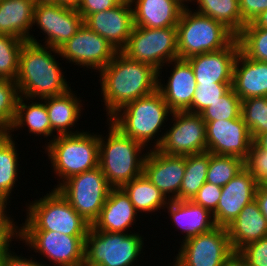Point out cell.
<instances>
[{"label": "cell", "mask_w": 267, "mask_h": 266, "mask_svg": "<svg viewBox=\"0 0 267 266\" xmlns=\"http://www.w3.org/2000/svg\"><path fill=\"white\" fill-rule=\"evenodd\" d=\"M100 89L106 120L122 107L157 90L158 71L152 66L128 58L118 51L99 71Z\"/></svg>", "instance_id": "cell-1"}, {"label": "cell", "mask_w": 267, "mask_h": 266, "mask_svg": "<svg viewBox=\"0 0 267 266\" xmlns=\"http://www.w3.org/2000/svg\"><path fill=\"white\" fill-rule=\"evenodd\" d=\"M58 57L60 53L57 48L28 41L23 44L15 81L20 96L42 100L72 89L65 79Z\"/></svg>", "instance_id": "cell-2"}, {"label": "cell", "mask_w": 267, "mask_h": 266, "mask_svg": "<svg viewBox=\"0 0 267 266\" xmlns=\"http://www.w3.org/2000/svg\"><path fill=\"white\" fill-rule=\"evenodd\" d=\"M171 114L168 104L161 93L156 90L147 96L131 101L116 112L109 121L124 135L151 150L157 149L161 144L165 133L161 130H166L164 127L168 125L165 122L170 119Z\"/></svg>", "instance_id": "cell-3"}, {"label": "cell", "mask_w": 267, "mask_h": 266, "mask_svg": "<svg viewBox=\"0 0 267 266\" xmlns=\"http://www.w3.org/2000/svg\"><path fill=\"white\" fill-rule=\"evenodd\" d=\"M106 123L108 134L106 132L105 137L104 133L99 134V167L112 188H121L143 174L148 150L140 142L124 135L109 120Z\"/></svg>", "instance_id": "cell-4"}, {"label": "cell", "mask_w": 267, "mask_h": 266, "mask_svg": "<svg viewBox=\"0 0 267 266\" xmlns=\"http://www.w3.org/2000/svg\"><path fill=\"white\" fill-rule=\"evenodd\" d=\"M89 130L73 135H59L45 144V154L51 162L58 184L71 176L90 171L99 166V133Z\"/></svg>", "instance_id": "cell-5"}, {"label": "cell", "mask_w": 267, "mask_h": 266, "mask_svg": "<svg viewBox=\"0 0 267 266\" xmlns=\"http://www.w3.org/2000/svg\"><path fill=\"white\" fill-rule=\"evenodd\" d=\"M50 191L39 199L26 202L27 216L18 231H54L70 236H86L91 225L57 189Z\"/></svg>", "instance_id": "cell-6"}, {"label": "cell", "mask_w": 267, "mask_h": 266, "mask_svg": "<svg viewBox=\"0 0 267 266\" xmlns=\"http://www.w3.org/2000/svg\"><path fill=\"white\" fill-rule=\"evenodd\" d=\"M176 28L180 59L221 50L236 38L222 23L191 10L189 6L183 9Z\"/></svg>", "instance_id": "cell-7"}, {"label": "cell", "mask_w": 267, "mask_h": 266, "mask_svg": "<svg viewBox=\"0 0 267 266\" xmlns=\"http://www.w3.org/2000/svg\"><path fill=\"white\" fill-rule=\"evenodd\" d=\"M139 232L113 233L97 231L90 226L83 266H140L138 260L145 243Z\"/></svg>", "instance_id": "cell-8"}, {"label": "cell", "mask_w": 267, "mask_h": 266, "mask_svg": "<svg viewBox=\"0 0 267 266\" xmlns=\"http://www.w3.org/2000/svg\"><path fill=\"white\" fill-rule=\"evenodd\" d=\"M89 224L98 218L112 187L101 168L71 176L56 188Z\"/></svg>", "instance_id": "cell-9"}, {"label": "cell", "mask_w": 267, "mask_h": 266, "mask_svg": "<svg viewBox=\"0 0 267 266\" xmlns=\"http://www.w3.org/2000/svg\"><path fill=\"white\" fill-rule=\"evenodd\" d=\"M128 58L148 64L157 71L178 59L177 28H145L134 26L127 45L121 50Z\"/></svg>", "instance_id": "cell-10"}, {"label": "cell", "mask_w": 267, "mask_h": 266, "mask_svg": "<svg viewBox=\"0 0 267 266\" xmlns=\"http://www.w3.org/2000/svg\"><path fill=\"white\" fill-rule=\"evenodd\" d=\"M86 236H70L54 231H18L23 241L35 253L43 255L52 266H83ZM51 266V265H44Z\"/></svg>", "instance_id": "cell-11"}, {"label": "cell", "mask_w": 267, "mask_h": 266, "mask_svg": "<svg viewBox=\"0 0 267 266\" xmlns=\"http://www.w3.org/2000/svg\"><path fill=\"white\" fill-rule=\"evenodd\" d=\"M178 243V254L167 266H222L233 253L227 228L221 226Z\"/></svg>", "instance_id": "cell-12"}, {"label": "cell", "mask_w": 267, "mask_h": 266, "mask_svg": "<svg viewBox=\"0 0 267 266\" xmlns=\"http://www.w3.org/2000/svg\"><path fill=\"white\" fill-rule=\"evenodd\" d=\"M172 116V117H171ZM157 150L168 155L186 156L207 151L205 121L200 114L188 111L172 112ZM171 126V128H170ZM168 129V130H167Z\"/></svg>", "instance_id": "cell-13"}, {"label": "cell", "mask_w": 267, "mask_h": 266, "mask_svg": "<svg viewBox=\"0 0 267 266\" xmlns=\"http://www.w3.org/2000/svg\"><path fill=\"white\" fill-rule=\"evenodd\" d=\"M58 51L62 58L60 60L86 70L93 69L95 72L108 65L118 52L105 38L84 23L71 39L58 48Z\"/></svg>", "instance_id": "cell-14"}, {"label": "cell", "mask_w": 267, "mask_h": 266, "mask_svg": "<svg viewBox=\"0 0 267 266\" xmlns=\"http://www.w3.org/2000/svg\"><path fill=\"white\" fill-rule=\"evenodd\" d=\"M43 33L45 41L40 45L59 48L71 39L83 24L76 8L60 4H35L33 26Z\"/></svg>", "instance_id": "cell-15"}, {"label": "cell", "mask_w": 267, "mask_h": 266, "mask_svg": "<svg viewBox=\"0 0 267 266\" xmlns=\"http://www.w3.org/2000/svg\"><path fill=\"white\" fill-rule=\"evenodd\" d=\"M207 151L218 155H231L245 160L253 139L240 116L236 119L205 121Z\"/></svg>", "instance_id": "cell-16"}, {"label": "cell", "mask_w": 267, "mask_h": 266, "mask_svg": "<svg viewBox=\"0 0 267 266\" xmlns=\"http://www.w3.org/2000/svg\"><path fill=\"white\" fill-rule=\"evenodd\" d=\"M186 168V156L168 155L157 149L147 151L143 174L169 200H177Z\"/></svg>", "instance_id": "cell-17"}, {"label": "cell", "mask_w": 267, "mask_h": 266, "mask_svg": "<svg viewBox=\"0 0 267 266\" xmlns=\"http://www.w3.org/2000/svg\"><path fill=\"white\" fill-rule=\"evenodd\" d=\"M166 65L169 68L171 66L170 75L165 84V82H162V71H158L157 90L172 112H191L192 99L197 83L190 63L186 59L178 58Z\"/></svg>", "instance_id": "cell-18"}, {"label": "cell", "mask_w": 267, "mask_h": 266, "mask_svg": "<svg viewBox=\"0 0 267 266\" xmlns=\"http://www.w3.org/2000/svg\"><path fill=\"white\" fill-rule=\"evenodd\" d=\"M257 180L244 168L222 187L216 210L212 213L216 226L228 227L241 210L255 200Z\"/></svg>", "instance_id": "cell-19"}, {"label": "cell", "mask_w": 267, "mask_h": 266, "mask_svg": "<svg viewBox=\"0 0 267 266\" xmlns=\"http://www.w3.org/2000/svg\"><path fill=\"white\" fill-rule=\"evenodd\" d=\"M83 23L105 38L117 51H121L134 28L132 5L119 3L110 10L88 15Z\"/></svg>", "instance_id": "cell-20"}, {"label": "cell", "mask_w": 267, "mask_h": 266, "mask_svg": "<svg viewBox=\"0 0 267 266\" xmlns=\"http://www.w3.org/2000/svg\"><path fill=\"white\" fill-rule=\"evenodd\" d=\"M240 46L235 38L226 48L186 59L194 72L196 83H232L234 65Z\"/></svg>", "instance_id": "cell-21"}, {"label": "cell", "mask_w": 267, "mask_h": 266, "mask_svg": "<svg viewBox=\"0 0 267 266\" xmlns=\"http://www.w3.org/2000/svg\"><path fill=\"white\" fill-rule=\"evenodd\" d=\"M138 214L125 192L121 188H112L91 227L97 231L133 233L130 228L138 221Z\"/></svg>", "instance_id": "cell-22"}, {"label": "cell", "mask_w": 267, "mask_h": 266, "mask_svg": "<svg viewBox=\"0 0 267 266\" xmlns=\"http://www.w3.org/2000/svg\"><path fill=\"white\" fill-rule=\"evenodd\" d=\"M166 211L173 226L181 230L182 235L185 233L182 241L216 227L213 214L191 200L169 201L164 209Z\"/></svg>", "instance_id": "cell-23"}, {"label": "cell", "mask_w": 267, "mask_h": 266, "mask_svg": "<svg viewBox=\"0 0 267 266\" xmlns=\"http://www.w3.org/2000/svg\"><path fill=\"white\" fill-rule=\"evenodd\" d=\"M134 26L145 28L176 27L183 9L179 0H132Z\"/></svg>", "instance_id": "cell-24"}, {"label": "cell", "mask_w": 267, "mask_h": 266, "mask_svg": "<svg viewBox=\"0 0 267 266\" xmlns=\"http://www.w3.org/2000/svg\"><path fill=\"white\" fill-rule=\"evenodd\" d=\"M231 87L241 100L267 97V62L247 58L240 51L234 65Z\"/></svg>", "instance_id": "cell-25"}, {"label": "cell", "mask_w": 267, "mask_h": 266, "mask_svg": "<svg viewBox=\"0 0 267 266\" xmlns=\"http://www.w3.org/2000/svg\"><path fill=\"white\" fill-rule=\"evenodd\" d=\"M34 5V0H1L0 35L15 37L35 44L42 42L30 33L33 27Z\"/></svg>", "instance_id": "cell-26"}, {"label": "cell", "mask_w": 267, "mask_h": 266, "mask_svg": "<svg viewBox=\"0 0 267 266\" xmlns=\"http://www.w3.org/2000/svg\"><path fill=\"white\" fill-rule=\"evenodd\" d=\"M75 92L69 89L61 95L42 99L48 111L52 129V140L59 135H73L84 131L74 129L76 123L80 120L81 112L84 110V104H82V100L80 97H77Z\"/></svg>", "instance_id": "cell-27"}, {"label": "cell", "mask_w": 267, "mask_h": 266, "mask_svg": "<svg viewBox=\"0 0 267 266\" xmlns=\"http://www.w3.org/2000/svg\"><path fill=\"white\" fill-rule=\"evenodd\" d=\"M227 231L233 252L267 236V220L256 199L241 210Z\"/></svg>", "instance_id": "cell-28"}, {"label": "cell", "mask_w": 267, "mask_h": 266, "mask_svg": "<svg viewBox=\"0 0 267 266\" xmlns=\"http://www.w3.org/2000/svg\"><path fill=\"white\" fill-rule=\"evenodd\" d=\"M29 100H31V103H28ZM20 128H28L29 134H34L36 137L40 135V137L44 136V138L50 137L51 140L48 139L47 141H52L51 124L44 101H40V99L37 101V99H29L23 96L19 97L16 116L7 133H14L16 130H20Z\"/></svg>", "instance_id": "cell-29"}, {"label": "cell", "mask_w": 267, "mask_h": 266, "mask_svg": "<svg viewBox=\"0 0 267 266\" xmlns=\"http://www.w3.org/2000/svg\"><path fill=\"white\" fill-rule=\"evenodd\" d=\"M121 189L141 216L144 212L153 214L156 211L161 214L159 211L164 210L169 203L164 194L144 174L129 181Z\"/></svg>", "instance_id": "cell-30"}, {"label": "cell", "mask_w": 267, "mask_h": 266, "mask_svg": "<svg viewBox=\"0 0 267 266\" xmlns=\"http://www.w3.org/2000/svg\"><path fill=\"white\" fill-rule=\"evenodd\" d=\"M15 134L0 133V194L10 202L13 189L17 187L19 172V150L13 138Z\"/></svg>", "instance_id": "cell-31"}, {"label": "cell", "mask_w": 267, "mask_h": 266, "mask_svg": "<svg viewBox=\"0 0 267 266\" xmlns=\"http://www.w3.org/2000/svg\"><path fill=\"white\" fill-rule=\"evenodd\" d=\"M192 3L197 4L196 10L193 11L217 20L235 36L245 26L241 19L239 0H193Z\"/></svg>", "instance_id": "cell-32"}, {"label": "cell", "mask_w": 267, "mask_h": 266, "mask_svg": "<svg viewBox=\"0 0 267 266\" xmlns=\"http://www.w3.org/2000/svg\"><path fill=\"white\" fill-rule=\"evenodd\" d=\"M210 152L186 155V168L177 200H192L206 182Z\"/></svg>", "instance_id": "cell-33"}, {"label": "cell", "mask_w": 267, "mask_h": 266, "mask_svg": "<svg viewBox=\"0 0 267 266\" xmlns=\"http://www.w3.org/2000/svg\"><path fill=\"white\" fill-rule=\"evenodd\" d=\"M244 168L242 158L210 153L206 182L223 187Z\"/></svg>", "instance_id": "cell-34"}, {"label": "cell", "mask_w": 267, "mask_h": 266, "mask_svg": "<svg viewBox=\"0 0 267 266\" xmlns=\"http://www.w3.org/2000/svg\"><path fill=\"white\" fill-rule=\"evenodd\" d=\"M236 39L240 51L247 58L267 62V29L257 27L251 22L245 24Z\"/></svg>", "instance_id": "cell-35"}, {"label": "cell", "mask_w": 267, "mask_h": 266, "mask_svg": "<svg viewBox=\"0 0 267 266\" xmlns=\"http://www.w3.org/2000/svg\"><path fill=\"white\" fill-rule=\"evenodd\" d=\"M241 117L247 125L253 141L267 132V97L242 100Z\"/></svg>", "instance_id": "cell-36"}, {"label": "cell", "mask_w": 267, "mask_h": 266, "mask_svg": "<svg viewBox=\"0 0 267 266\" xmlns=\"http://www.w3.org/2000/svg\"><path fill=\"white\" fill-rule=\"evenodd\" d=\"M26 41L0 35V78L16 81L19 70V56Z\"/></svg>", "instance_id": "cell-37"}, {"label": "cell", "mask_w": 267, "mask_h": 266, "mask_svg": "<svg viewBox=\"0 0 267 266\" xmlns=\"http://www.w3.org/2000/svg\"><path fill=\"white\" fill-rule=\"evenodd\" d=\"M242 100L231 87L222 97L204 109L200 115L204 121L236 119L241 116Z\"/></svg>", "instance_id": "cell-38"}, {"label": "cell", "mask_w": 267, "mask_h": 266, "mask_svg": "<svg viewBox=\"0 0 267 266\" xmlns=\"http://www.w3.org/2000/svg\"><path fill=\"white\" fill-rule=\"evenodd\" d=\"M19 97L16 82L0 78V133H7L11 128Z\"/></svg>", "instance_id": "cell-39"}, {"label": "cell", "mask_w": 267, "mask_h": 266, "mask_svg": "<svg viewBox=\"0 0 267 266\" xmlns=\"http://www.w3.org/2000/svg\"><path fill=\"white\" fill-rule=\"evenodd\" d=\"M232 86V83H197L191 104V113L200 114Z\"/></svg>", "instance_id": "cell-40"}, {"label": "cell", "mask_w": 267, "mask_h": 266, "mask_svg": "<svg viewBox=\"0 0 267 266\" xmlns=\"http://www.w3.org/2000/svg\"><path fill=\"white\" fill-rule=\"evenodd\" d=\"M244 167L258 183L267 178V152L261 149L254 141L247 158L244 160Z\"/></svg>", "instance_id": "cell-41"}, {"label": "cell", "mask_w": 267, "mask_h": 266, "mask_svg": "<svg viewBox=\"0 0 267 266\" xmlns=\"http://www.w3.org/2000/svg\"><path fill=\"white\" fill-rule=\"evenodd\" d=\"M221 195V186L205 182L191 201L213 213L217 208Z\"/></svg>", "instance_id": "cell-42"}, {"label": "cell", "mask_w": 267, "mask_h": 266, "mask_svg": "<svg viewBox=\"0 0 267 266\" xmlns=\"http://www.w3.org/2000/svg\"><path fill=\"white\" fill-rule=\"evenodd\" d=\"M239 252L251 266H267V236L246 245Z\"/></svg>", "instance_id": "cell-43"}, {"label": "cell", "mask_w": 267, "mask_h": 266, "mask_svg": "<svg viewBox=\"0 0 267 266\" xmlns=\"http://www.w3.org/2000/svg\"><path fill=\"white\" fill-rule=\"evenodd\" d=\"M239 7L242 21L248 24L267 9V0H239Z\"/></svg>", "instance_id": "cell-44"}, {"label": "cell", "mask_w": 267, "mask_h": 266, "mask_svg": "<svg viewBox=\"0 0 267 266\" xmlns=\"http://www.w3.org/2000/svg\"><path fill=\"white\" fill-rule=\"evenodd\" d=\"M118 4L116 0H81L76 9L84 20L90 14L110 10Z\"/></svg>", "instance_id": "cell-45"}, {"label": "cell", "mask_w": 267, "mask_h": 266, "mask_svg": "<svg viewBox=\"0 0 267 266\" xmlns=\"http://www.w3.org/2000/svg\"><path fill=\"white\" fill-rule=\"evenodd\" d=\"M46 262H39L33 257L25 258L22 254L18 255L10 248L3 255V266H44Z\"/></svg>", "instance_id": "cell-46"}, {"label": "cell", "mask_w": 267, "mask_h": 266, "mask_svg": "<svg viewBox=\"0 0 267 266\" xmlns=\"http://www.w3.org/2000/svg\"><path fill=\"white\" fill-rule=\"evenodd\" d=\"M13 239H18V227H0V258L12 246Z\"/></svg>", "instance_id": "cell-47"}, {"label": "cell", "mask_w": 267, "mask_h": 266, "mask_svg": "<svg viewBox=\"0 0 267 266\" xmlns=\"http://www.w3.org/2000/svg\"><path fill=\"white\" fill-rule=\"evenodd\" d=\"M8 203L10 201L0 194V227H19L16 221L14 222L15 218L9 215L8 210L10 209H7V206L10 204Z\"/></svg>", "instance_id": "cell-48"}, {"label": "cell", "mask_w": 267, "mask_h": 266, "mask_svg": "<svg viewBox=\"0 0 267 266\" xmlns=\"http://www.w3.org/2000/svg\"><path fill=\"white\" fill-rule=\"evenodd\" d=\"M255 199L259 204L263 216L267 220V188H265L261 183H258Z\"/></svg>", "instance_id": "cell-49"}, {"label": "cell", "mask_w": 267, "mask_h": 266, "mask_svg": "<svg viewBox=\"0 0 267 266\" xmlns=\"http://www.w3.org/2000/svg\"><path fill=\"white\" fill-rule=\"evenodd\" d=\"M222 266H251L240 252H233Z\"/></svg>", "instance_id": "cell-50"}, {"label": "cell", "mask_w": 267, "mask_h": 266, "mask_svg": "<svg viewBox=\"0 0 267 266\" xmlns=\"http://www.w3.org/2000/svg\"><path fill=\"white\" fill-rule=\"evenodd\" d=\"M252 23L257 27L267 29V9L260 13Z\"/></svg>", "instance_id": "cell-51"}, {"label": "cell", "mask_w": 267, "mask_h": 266, "mask_svg": "<svg viewBox=\"0 0 267 266\" xmlns=\"http://www.w3.org/2000/svg\"><path fill=\"white\" fill-rule=\"evenodd\" d=\"M254 142L264 151L267 152V132L260 134Z\"/></svg>", "instance_id": "cell-52"}, {"label": "cell", "mask_w": 267, "mask_h": 266, "mask_svg": "<svg viewBox=\"0 0 267 266\" xmlns=\"http://www.w3.org/2000/svg\"><path fill=\"white\" fill-rule=\"evenodd\" d=\"M80 2L81 0H58V4L71 8H77Z\"/></svg>", "instance_id": "cell-53"}, {"label": "cell", "mask_w": 267, "mask_h": 266, "mask_svg": "<svg viewBox=\"0 0 267 266\" xmlns=\"http://www.w3.org/2000/svg\"><path fill=\"white\" fill-rule=\"evenodd\" d=\"M35 4H58V0H34Z\"/></svg>", "instance_id": "cell-54"}, {"label": "cell", "mask_w": 267, "mask_h": 266, "mask_svg": "<svg viewBox=\"0 0 267 266\" xmlns=\"http://www.w3.org/2000/svg\"><path fill=\"white\" fill-rule=\"evenodd\" d=\"M182 4L188 7L190 3H192L193 0H179ZM190 2V3H189ZM187 3V4H186Z\"/></svg>", "instance_id": "cell-55"}, {"label": "cell", "mask_w": 267, "mask_h": 266, "mask_svg": "<svg viewBox=\"0 0 267 266\" xmlns=\"http://www.w3.org/2000/svg\"><path fill=\"white\" fill-rule=\"evenodd\" d=\"M118 3H131L132 0H116Z\"/></svg>", "instance_id": "cell-56"}, {"label": "cell", "mask_w": 267, "mask_h": 266, "mask_svg": "<svg viewBox=\"0 0 267 266\" xmlns=\"http://www.w3.org/2000/svg\"><path fill=\"white\" fill-rule=\"evenodd\" d=\"M261 184H262L265 188H267V178H265V179L261 182Z\"/></svg>", "instance_id": "cell-57"}, {"label": "cell", "mask_w": 267, "mask_h": 266, "mask_svg": "<svg viewBox=\"0 0 267 266\" xmlns=\"http://www.w3.org/2000/svg\"><path fill=\"white\" fill-rule=\"evenodd\" d=\"M0 266H3V257L0 258Z\"/></svg>", "instance_id": "cell-58"}]
</instances>
